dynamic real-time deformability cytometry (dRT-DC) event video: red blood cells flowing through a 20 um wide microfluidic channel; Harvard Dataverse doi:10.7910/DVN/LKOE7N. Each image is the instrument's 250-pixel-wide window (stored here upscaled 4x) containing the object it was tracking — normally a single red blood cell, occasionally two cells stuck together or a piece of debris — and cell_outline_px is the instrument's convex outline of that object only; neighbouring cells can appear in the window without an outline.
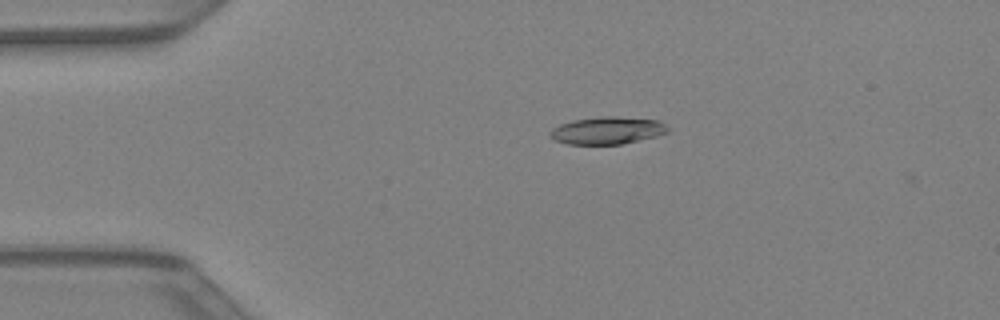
{"species": "Egyptian fruit bat (a non-hibernating species)", "species_latin": "Rousettus aegyptiacus", "temperature_condition": "warm", "stored_images_in_passage": 2, "camera_frame_rate_fps": 3000, "um_per_image_px": 0.085, "animal": {"sex": "female"}, "frame": {"image": 1, "passage_image": 1, "time_ms": 0.0, "image_size_px": [1000, 320], "cell_outline_px": [[672, 128], [668, 132], [656, 136], [620, 144], [568, 144], [556, 140], [548, 136], [548, 132], [552, 128], [560, 124], [572, 120], [600, 116], [616, 116], [660, 120]], "centroid_in_image_um": [51.64, 11.07], "position_along_channel_um": 33.4, "area_um2": 19.02}}